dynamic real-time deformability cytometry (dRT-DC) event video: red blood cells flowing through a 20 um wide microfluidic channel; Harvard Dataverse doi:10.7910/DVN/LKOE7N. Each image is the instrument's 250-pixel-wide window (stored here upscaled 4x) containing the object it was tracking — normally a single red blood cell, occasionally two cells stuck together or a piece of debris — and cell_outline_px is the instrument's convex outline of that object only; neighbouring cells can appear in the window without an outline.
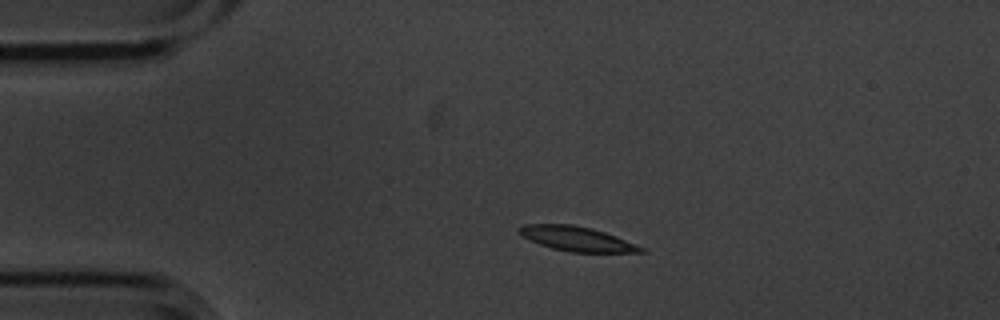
{"species": "common noctule bat (a hibernating species)", "species_latin": "Nyctalus noctula", "temperature_condition": "cold", "stored_images_in_passage": 3, "camera_frame_rate_fps": 3000, "um_per_image_px": 0.085, "animal": {"sex": "male", "body_mass_g": 20.1, "forearm_length_mm": 53.5}, "frame": {"image": 1, "passage_image": 2, "time_ms": 0.333, "image_size_px": [1000, 320], "cell_outline_px": [[648, 252], [568, 252], [552, 248], [540, 244], [516, 232], [516, 228], [524, 224], [572, 224], [592, 228], [616, 236], [644, 248]], "centroid_in_image_um": [49.0, 20.29], "position_along_channel_um": 36.0, "area_um2": 17.34}}